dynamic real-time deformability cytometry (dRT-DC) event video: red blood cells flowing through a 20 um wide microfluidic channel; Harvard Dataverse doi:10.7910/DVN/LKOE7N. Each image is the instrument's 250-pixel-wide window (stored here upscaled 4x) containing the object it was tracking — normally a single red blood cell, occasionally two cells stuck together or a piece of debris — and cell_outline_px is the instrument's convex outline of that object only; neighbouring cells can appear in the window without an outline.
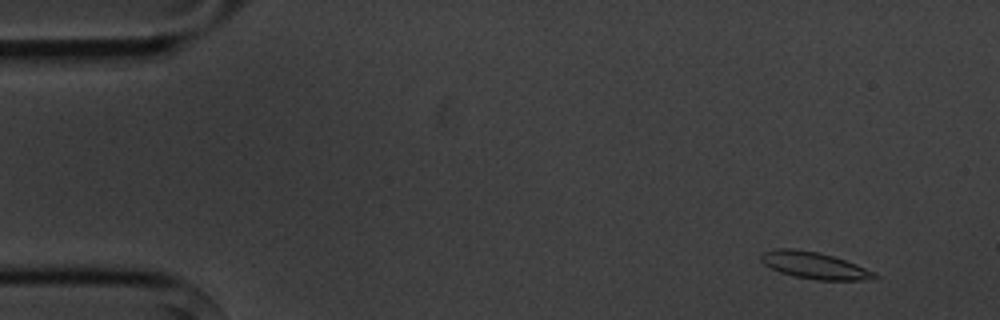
{"species": "common noctule bat (a hibernating species)", "species_latin": "Nyctalus noctula", "temperature_condition": "cold", "stored_images_in_passage": 5, "camera_frame_rate_fps": 3000, "um_per_image_px": 0.085, "animal": {"sex": "male", "body_mass_g": 20.1, "forearm_length_mm": 53.5}, "frame": {"image": 1, "passage_image": 2, "time_ms": 1.0, "image_size_px": [1000, 320], "cell_outline_px": [[880, 276], [864, 280], [816, 280], [796, 276], [780, 272], [764, 264], [760, 260], [760, 256], [764, 252], [776, 248], [792, 248], [816, 252], [832, 256], [856, 264], [876, 272]], "centroid_in_image_um": [69.22, 22.56], "position_along_channel_um": 15.8, "area_um2": 17.51}}